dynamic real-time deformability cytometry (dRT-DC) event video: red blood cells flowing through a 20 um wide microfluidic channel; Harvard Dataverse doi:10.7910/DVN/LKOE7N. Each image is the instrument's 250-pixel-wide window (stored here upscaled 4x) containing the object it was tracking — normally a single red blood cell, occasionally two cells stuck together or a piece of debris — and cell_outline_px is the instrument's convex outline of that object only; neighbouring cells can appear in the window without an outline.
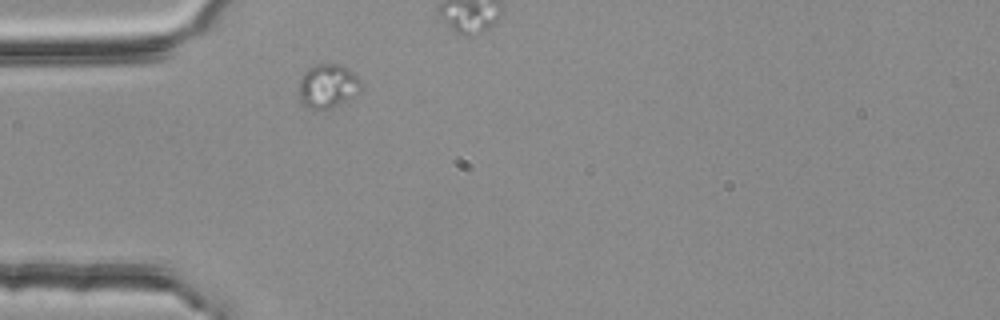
{"species": "common noctule bat (a hibernating species)", "species_latin": "Nyctalus noctula", "temperature_condition": "room temperature", "stored_images_in_passage": 7, "segment_of_instrument_passage": [2, 2], "camera_frame_rate_fps": 3000, "um_per_image_px": 0.085, "animal": {"sex": "female", "body_mass_g": 25.1}, "frame": {"image": 1, "passage_image": 5, "time_ms": 1.333, "image_size_px": [1000, 320], "cell_outline_px": [[360, 88], [352, 96], [328, 108], [308, 108], [300, 100], [300, 80], [304, 72], [308, 68], [316, 64], [340, 64], [348, 68], [360, 80]], "centroid_in_image_um": [27.83, 7.26], "position_along_channel_um": 57.2, "area_um2": 15.26}}